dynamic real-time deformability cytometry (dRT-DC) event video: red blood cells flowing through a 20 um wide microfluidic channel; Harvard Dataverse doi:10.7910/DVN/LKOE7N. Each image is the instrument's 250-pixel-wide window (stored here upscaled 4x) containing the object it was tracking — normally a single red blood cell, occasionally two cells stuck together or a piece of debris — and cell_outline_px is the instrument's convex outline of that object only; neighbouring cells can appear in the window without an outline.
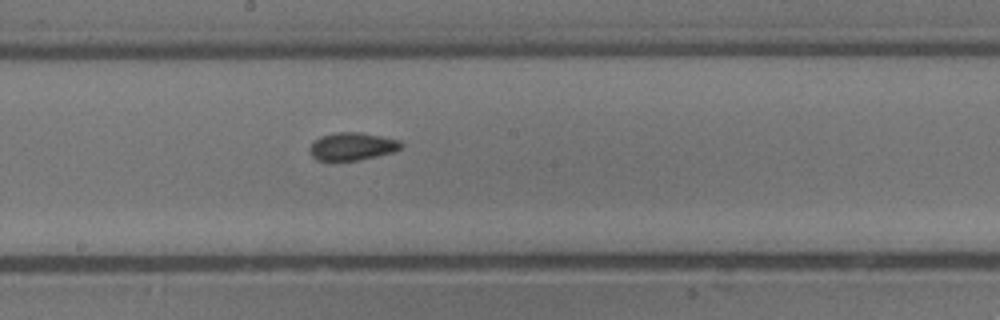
{"species": "common noctule bat (a hibernating species)", "species_latin": "Nyctalus noctula", "temperature_condition": "cold", "stored_images_in_passage": 9, "segment_of_instrument_passage": [2, 2], "camera_frame_rate_fps": 3000, "um_per_image_px": 0.085, "animal": {"sex": "male", "body_mass_g": 13.3}, "frame": {"image": 1, "passage_image": 9, "time_ms": 2.667, "image_size_px": [1000, 320], "cell_outline_px": [[404, 144], [400, 148], [392, 152], [376, 156], [356, 160], [316, 160], [312, 156], [308, 148], [312, 140], [320, 136], [336, 132], [360, 132], [400, 140]], "centroid_in_image_um": [29.89, 12.43], "position_along_channel_um": 218.3, "area_um2": 14.8}}